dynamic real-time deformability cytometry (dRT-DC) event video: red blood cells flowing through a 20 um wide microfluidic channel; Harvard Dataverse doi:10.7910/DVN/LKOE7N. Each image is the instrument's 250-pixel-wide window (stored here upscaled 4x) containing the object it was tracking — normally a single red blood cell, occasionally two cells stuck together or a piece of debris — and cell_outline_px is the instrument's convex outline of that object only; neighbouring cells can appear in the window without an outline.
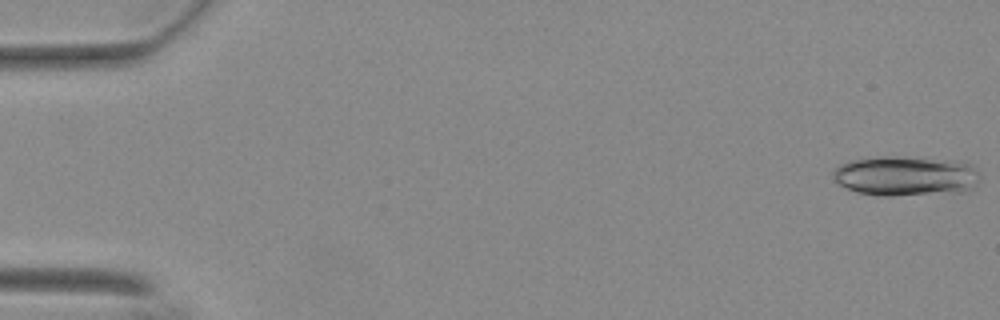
{"species": "Egyptian fruit bat (a non-hibernating species)", "species_latin": "Rousettus aegyptiacus", "temperature_condition": "warm", "stored_images_in_passage": 10, "camera_frame_rate_fps": 3000, "um_per_image_px": 0.085, "animal": {"sex": "female"}, "frame": {"image": 1, "passage_image": 1, "time_ms": 0.0, "image_size_px": [1000, 320], "cell_outline_px": [[980, 180], [964, 192], [892, 196], [876, 196], [860, 192], [848, 188], [840, 184], [832, 176], [832, 172], [840, 164], [852, 160], [884, 156], [900, 156], [952, 160], [972, 164], [980, 176]], "centroid_in_image_um": [77.0, 14.95], "position_along_channel_um": 8.0, "area_um2": 34.22}}